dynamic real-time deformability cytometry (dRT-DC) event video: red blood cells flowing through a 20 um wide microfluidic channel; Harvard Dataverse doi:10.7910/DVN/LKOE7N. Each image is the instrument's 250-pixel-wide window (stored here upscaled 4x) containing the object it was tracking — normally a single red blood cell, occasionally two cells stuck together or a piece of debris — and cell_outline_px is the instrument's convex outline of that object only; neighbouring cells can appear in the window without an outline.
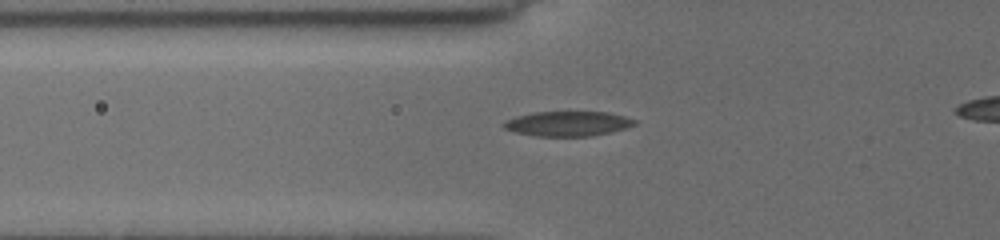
{"species": "common noctule bat (a hibernating species)", "species_latin": "Nyctalus noctula", "temperature_condition": "cold", "stored_images_in_passage": 42, "camera_frame_rate_fps": 3000, "um_per_image_px": 0.085, "animal": {"sex": "female", "body_mass_g": 19.5, "forearm_length_mm": 54.1}, "frame": {"image": 1, "passage_image": 10, "time_ms": 3.0, "image_size_px": [1000, 240], "cell_outline_px": [[636, 124], [612, 132], [592, 136], [536, 136], [516, 132], [504, 128], [500, 124], [504, 120], [516, 116], [532, 112], [608, 112], [624, 116], [636, 120]], "centroid_in_image_um": [48.22, 10.51], "position_along_channel_um": 77.6, "area_um2": 19.02}}
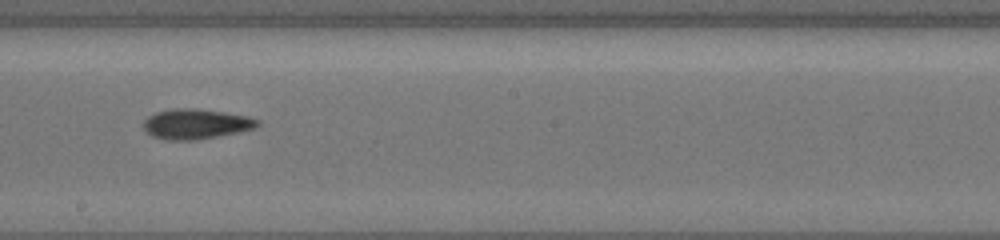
{"frame": {"image": 2, "passage_image": 23, "time_ms": 7.0, "image_size_px": [1000, 240], "cell_outline_px": [[260, 124], [256, 128], [240, 132], [196, 140], [164, 140], [152, 136], [144, 132], [144, 120], [148, 116], [156, 112], [172, 108], [196, 108], [224, 112], [248, 116], [260, 120]], "centroid_in_image_um": [16.65, 10.54], "position_along_channel_um": 231.5, "area_um2": 20.29}}
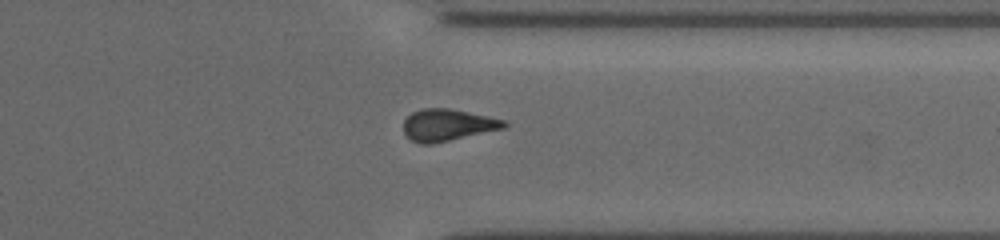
{"frame": {"image": 3, "passage_image": 34, "time_ms": 10.667, "image_size_px": [1000, 240], "cell_outline_px": [[508, 124], [504, 128], [432, 144], [420, 144], [412, 140], [404, 132], [404, 120], [412, 112], [424, 108], [448, 108], [508, 120]], "centroid_in_image_um": [38.06, 10.62], "position_along_channel_um": 373.3, "area_um2": 18.55}}